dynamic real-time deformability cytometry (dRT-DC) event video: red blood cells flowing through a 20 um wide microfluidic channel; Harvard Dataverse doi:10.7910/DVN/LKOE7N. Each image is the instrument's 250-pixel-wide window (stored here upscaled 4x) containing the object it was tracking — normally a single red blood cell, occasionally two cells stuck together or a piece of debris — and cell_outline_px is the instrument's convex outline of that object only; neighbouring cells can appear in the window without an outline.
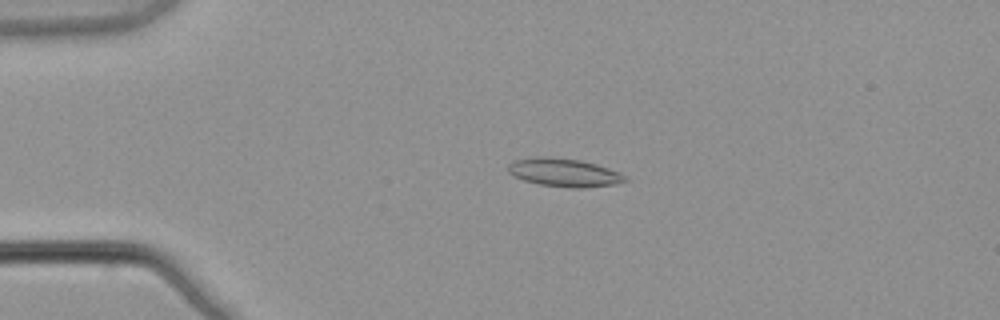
{"species": "common noctule bat (a hibernating species)", "species_latin": "Nyctalus noctula", "temperature_condition": "warm", "stored_images_in_passage": 54, "camera_frame_rate_fps": 3000, "um_per_image_px": 0.085, "animal": {"sex": "male", "body_mass_g": 21.5, "forearm_length_mm": 52.0}, "frame": {"image": 1, "passage_image": 13, "time_ms": 4.0, "image_size_px": [1000, 320], "cell_outline_px": [[632, 180], [616, 184], [584, 188], [572, 188], [540, 184], [524, 180], [512, 176], [508, 172], [508, 164], [516, 160], [532, 156], [548, 156], [580, 160], [596, 164], [620, 172]], "centroid_in_image_um": [47.97, 14.66], "position_along_channel_um": 37.0, "area_um2": 19.54}}
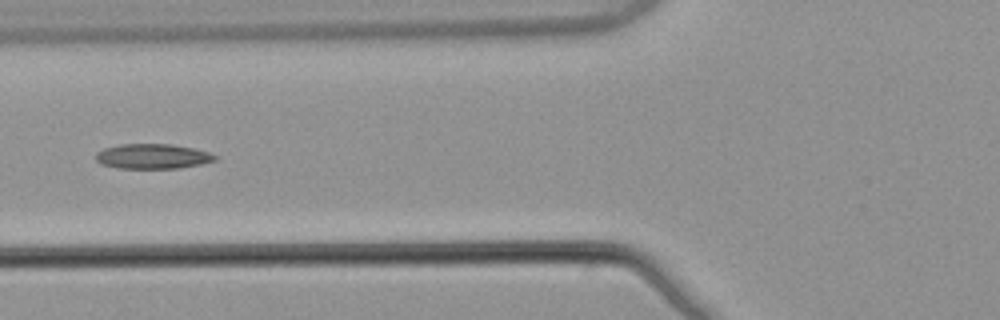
{"frame": {"image": 2, "passage_image": 22, "time_ms": 7.0, "image_size_px": [1000, 320], "cell_outline_px": [[216, 160], [200, 164], [180, 168], [116, 168], [100, 164], [96, 160], [96, 152], [104, 148], [120, 144], [172, 144], [196, 148], [208, 152], [216, 156]], "centroid_in_image_um": [12.95, 13.28], "position_along_channel_um": 112.8, "area_um2": 17.4}}
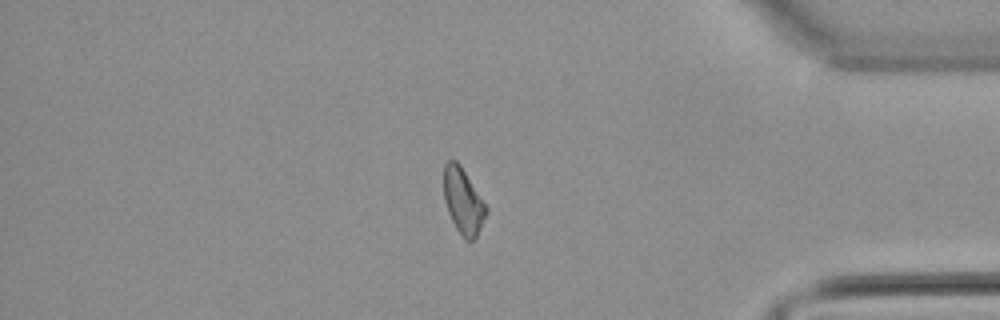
{"frame": {"image": 3, "passage_image": 46, "time_ms": 15.0, "image_size_px": [1000, 320], "cell_outline_px": [[488, 212], [476, 236], [472, 240], [464, 240], [456, 228], [448, 212], [444, 200], [444, 164], [448, 160], [456, 160], [460, 164], [488, 208]], "centroid_in_image_um": [39.36, 17.09], "position_along_channel_um": 395.8, "area_um2": 16.13}, "authors_computed_cell_mechanics": {"area_um2": 17.0799, "velocity_mm_per_s": 3.8826, "shape_relaxation_time_tau1_ms": null, "shape_relaxation_time_tau2_ms": 8.7569, "deformation_change_tau1": null, "deformation_change_tau2": 0.1731}}